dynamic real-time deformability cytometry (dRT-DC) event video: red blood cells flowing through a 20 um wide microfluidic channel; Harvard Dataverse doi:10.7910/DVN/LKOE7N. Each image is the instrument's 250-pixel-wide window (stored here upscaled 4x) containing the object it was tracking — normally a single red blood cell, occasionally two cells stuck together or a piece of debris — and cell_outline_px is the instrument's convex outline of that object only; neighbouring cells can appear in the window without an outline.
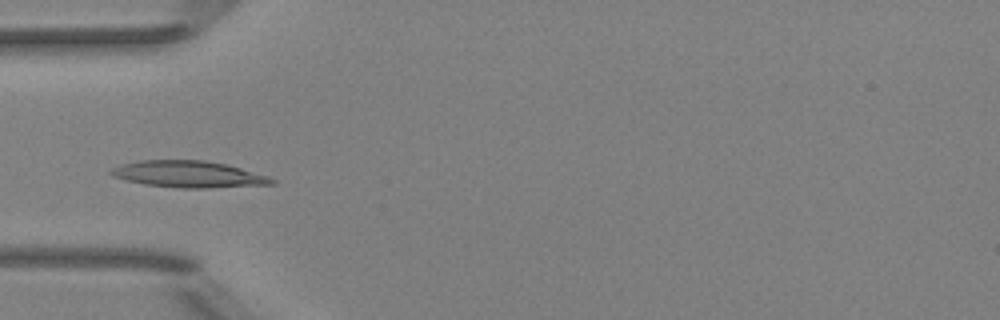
{"species": "Egyptian fruit bat (a non-hibernating species)", "species_latin": "Rousettus aegyptiacus", "temperature_condition": "room temperature", "stored_images_in_passage": 7, "camera_frame_rate_fps": 3000, "um_per_image_px": 0.085, "animal": {"sex": "female"}, "frame": {"image": 1, "passage_image": 4, "time_ms": 4.333, "image_size_px": [1000, 320], "cell_outline_px": [[276, 184], [208, 188], [180, 188], [144, 184], [112, 176], [108, 172], [112, 168], [120, 164], [140, 160], [204, 160], [224, 164], [240, 168], [268, 176], [276, 180]], "centroid_in_image_um": [16.01, 14.81], "position_along_channel_um": 69.0, "area_um2": 24.85}}
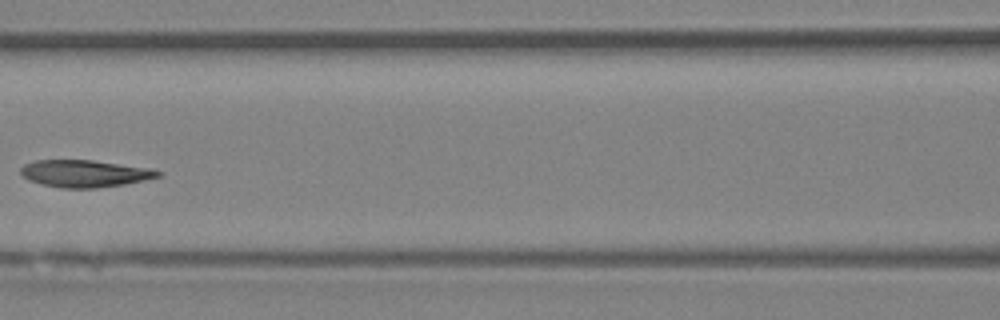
{"frame": {"image": 2, "passage_image": 6, "time_ms": 6.667, "image_size_px": [1000, 320], "cell_outline_px": [[164, 172], [160, 176], [144, 180], [124, 184], [96, 188], [60, 188], [40, 184], [28, 180], [20, 172], [20, 168], [24, 164], [36, 160], [92, 160], [152, 168]], "centroid_in_image_um": [7.21, 14.75], "position_along_channel_um": 159.4, "area_um2": 21.85}}
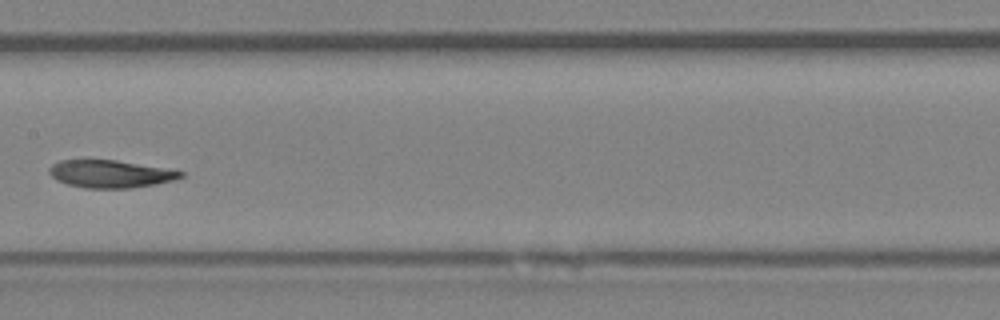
{"frame": {"image": 3, "passage_image": 7, "time_ms": 7.667, "image_size_px": [1000, 320], "cell_outline_px": [[184, 176], [176, 180], [156, 184], [132, 188], [84, 188], [68, 184], [56, 180], [48, 172], [48, 168], [52, 164], [60, 160], [116, 160], [184, 172]], "centroid_in_image_um": [9.36, 14.79], "position_along_channel_um": 198.0, "area_um2": 21.04}}